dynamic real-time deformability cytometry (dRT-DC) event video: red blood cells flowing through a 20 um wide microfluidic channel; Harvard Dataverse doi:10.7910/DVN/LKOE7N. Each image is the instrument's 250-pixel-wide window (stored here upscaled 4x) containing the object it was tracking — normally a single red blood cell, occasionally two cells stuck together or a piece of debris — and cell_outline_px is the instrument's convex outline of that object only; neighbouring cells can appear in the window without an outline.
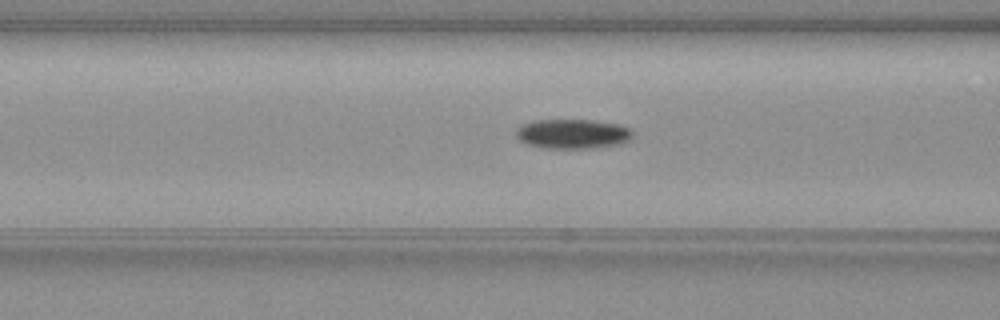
{"species": "common noctule bat (a hibernating species)", "species_latin": "Nyctalus noctula", "temperature_condition": "warm", "stored_images_in_passage": 53, "camera_frame_rate_fps": 3000, "um_per_image_px": 0.085, "animal": {"sex": "female", "body_mass_g": 19.3, "forearm_length_mm": 54.1}, "frame": {"image": 1, "passage_image": 20, "time_ms": 6.333, "image_size_px": [1000, 320], "cell_outline_px": [[632, 136], [628, 140], [620, 144], [596, 148], [540, 148], [528, 144], [520, 140], [516, 136], [516, 128], [524, 124], [536, 120], [592, 120], [620, 124], [628, 128], [632, 132]], "centroid_in_image_um": [48.67, 11.38], "position_along_channel_um": 117.9, "area_um2": 20.11}}
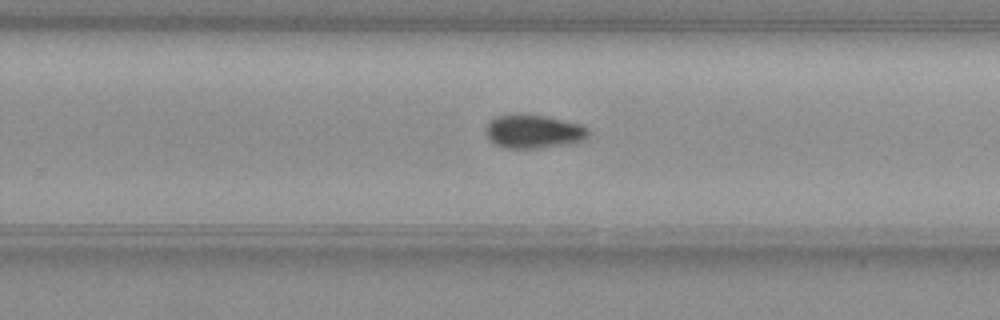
{"frame": {"image": 2, "passage_image": 33, "time_ms": 10.667, "image_size_px": [1000, 320], "cell_outline_px": [[588, 136], [584, 140], [568, 144], [540, 148], [504, 148], [496, 144], [484, 132], [488, 124], [496, 116], [544, 116], [580, 124], [588, 132]], "centroid_in_image_um": [45.36, 11.21], "position_along_channel_um": 284.4, "area_um2": 19.36}}
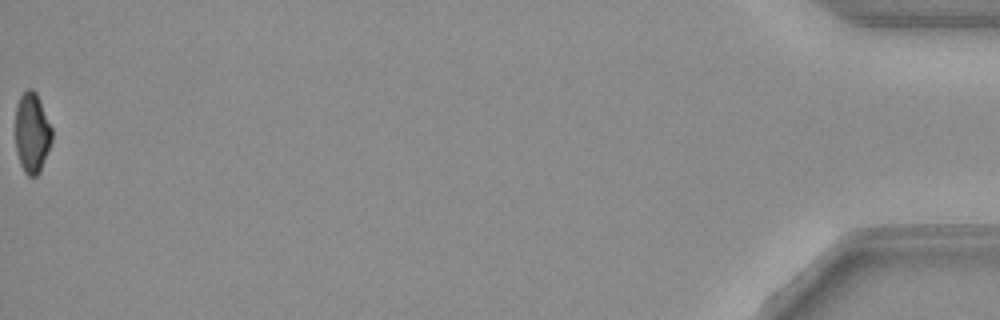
{"frame": {"image": 3, "passage_image": 53, "time_ms": 17.333, "image_size_px": [1000, 320], "cell_outline_px": [[52, 140], [40, 172], [36, 176], [28, 176], [24, 172], [20, 164], [16, 152], [16, 104], [20, 96], [28, 88], [32, 88], [36, 92], [52, 128]], "centroid_in_image_um": [2.72, 11.3], "position_along_channel_um": 432.5, "area_um2": 17.11}, "authors_computed_cell_mechanics": {"area_um2": 18.8428, "velocity_mm_per_s": 3.8478, "shape_relaxation_time_tau1_ms": 6.3444, "shape_relaxation_time_tau2_ms": null, "deformation_change_tau1": 0.1534, "deformation_change_tau2": null}}